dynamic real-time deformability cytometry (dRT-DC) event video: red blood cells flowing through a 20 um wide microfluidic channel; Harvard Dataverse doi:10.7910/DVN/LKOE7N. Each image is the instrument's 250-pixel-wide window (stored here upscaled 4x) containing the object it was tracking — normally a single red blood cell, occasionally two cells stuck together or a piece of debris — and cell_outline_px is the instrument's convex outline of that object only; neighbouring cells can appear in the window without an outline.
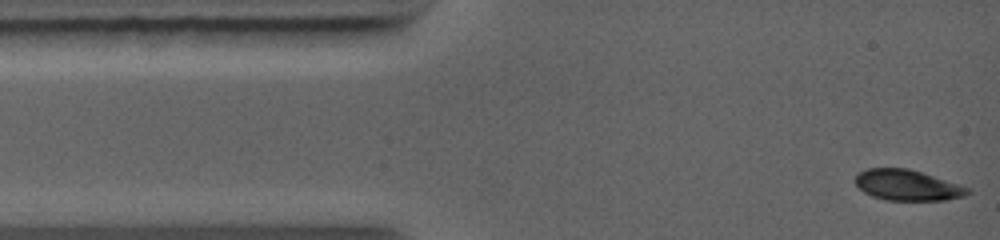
{"species": "common noctule bat (a hibernating species)", "species_latin": "Nyctalus noctula", "temperature_condition": "warm", "stored_images_in_passage": 11, "camera_frame_rate_fps": 5000, "um_per_image_px": 0.085, "animal": {"sex": "female", "body_mass_g": 19.0, "forearm_length_mm": 56.7}, "frame": {"image": 1, "passage_image": 1, "time_ms": 0.0, "image_size_px": [1000, 240], "cell_outline_px": [[972, 192], [964, 196], [944, 200], [888, 200], [872, 196], [864, 192], [852, 180], [860, 172], [868, 168], [908, 168], [960, 184], [972, 188]], "centroid_in_image_um": [77.15, 15.74], "position_along_channel_um": 7.8, "area_um2": 20.17}}
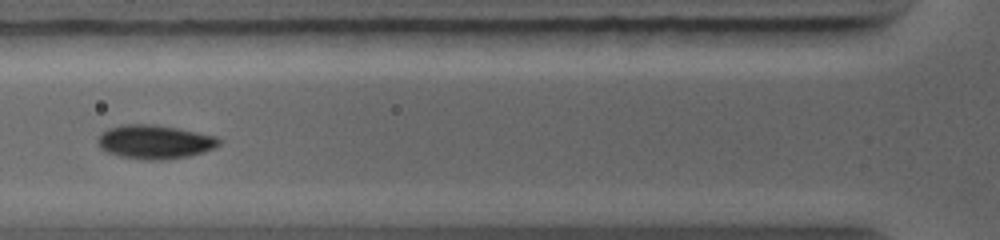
{"frame": {"image": 2, "passage_image": 7, "time_ms": 3.6, "image_size_px": [1000, 240], "cell_outline_px": [[220, 144], [216, 148], [204, 152], [188, 156], [160, 160], [148, 160], [120, 156], [104, 152], [100, 148], [96, 140], [100, 132], [108, 128], [124, 124], [148, 124], [176, 128], [212, 136], [220, 140]], "centroid_in_image_um": [13.08, 12.07], "position_along_channel_um": 112.7, "area_um2": 23.81}}
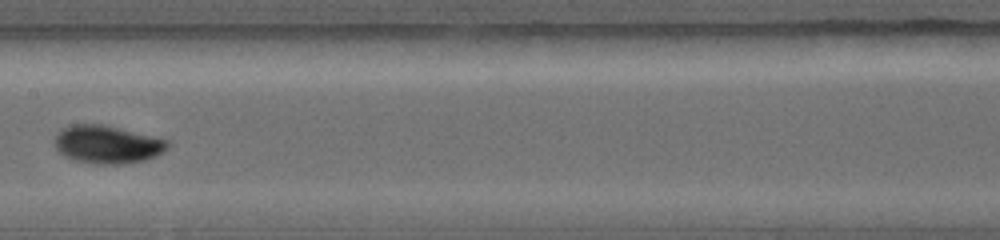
{"frame": {"image": 3, "passage_image": 10, "time_ms": 5.4, "image_size_px": [1000, 240], "cell_outline_px": [[172, 144], [164, 152], [156, 156], [144, 160], [124, 164], [96, 164], [76, 160], [64, 156], [52, 144], [56, 132], [60, 128], [72, 124], [100, 124], [152, 136], [168, 140]], "centroid_in_image_um": [9.09, 12.28], "position_along_channel_um": 198.3, "area_um2": 25.2}}